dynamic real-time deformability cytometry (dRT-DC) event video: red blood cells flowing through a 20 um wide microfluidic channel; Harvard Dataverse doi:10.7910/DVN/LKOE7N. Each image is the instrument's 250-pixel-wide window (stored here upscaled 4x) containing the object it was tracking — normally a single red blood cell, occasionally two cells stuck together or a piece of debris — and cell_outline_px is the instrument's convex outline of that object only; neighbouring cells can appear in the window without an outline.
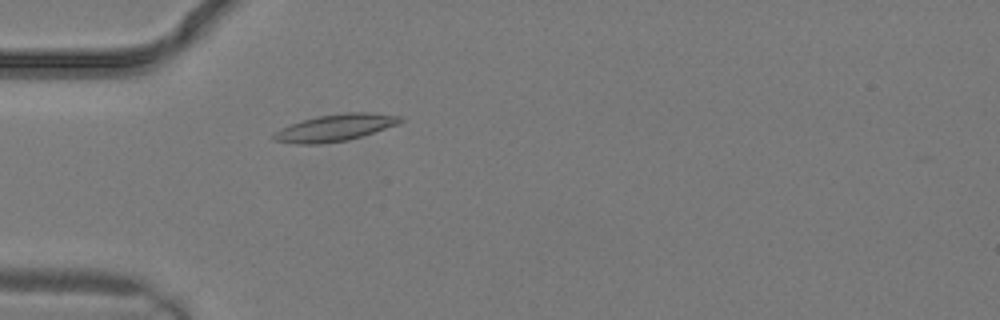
{"species": "common noctule bat (a hibernating species)", "species_latin": "Nyctalus noctula", "temperature_condition": "warm", "stored_images_in_passage": 4, "camera_frame_rate_fps": 3000, "um_per_image_px": 0.085, "animal": {"sex": "male", "body_mass_g": 19.2, "forearm_length_mm": 51.8}, "frame": {"image": 1, "passage_image": 2, "time_ms": 0.333, "image_size_px": [1000, 320], "cell_outline_px": [[404, 120], [400, 124], [348, 140], [320, 144], [296, 144], [272, 140], [272, 136], [280, 128], [304, 120], [320, 116], [348, 112], [372, 112], [400, 116]], "centroid_in_image_um": [28.52, 10.86], "position_along_channel_um": 56.5, "area_um2": 19.71}}
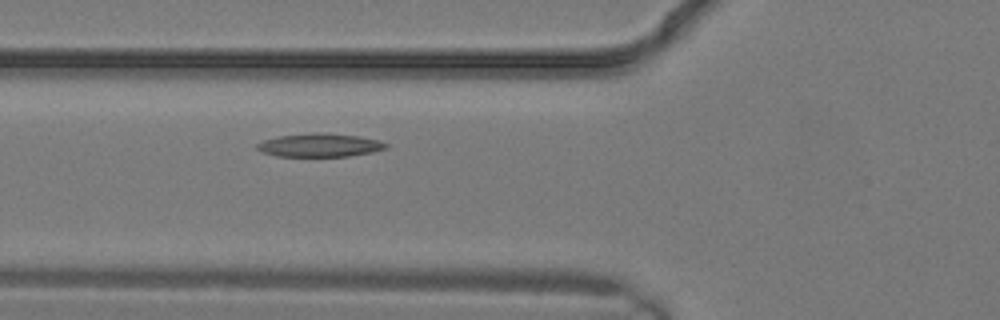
{"frame": {"image": 2, "passage_image": 4, "time_ms": 1.0, "image_size_px": [1000, 320], "cell_outline_px": [[388, 148], [372, 152], [348, 156], [276, 156], [260, 152], [256, 148], [256, 144], [264, 140], [280, 136], [312, 132], [316, 132], [360, 136], [380, 140], [388, 144]], "centroid_in_image_um": [27.18, 12.34], "position_along_channel_um": 98.6, "area_um2": 17.63}}